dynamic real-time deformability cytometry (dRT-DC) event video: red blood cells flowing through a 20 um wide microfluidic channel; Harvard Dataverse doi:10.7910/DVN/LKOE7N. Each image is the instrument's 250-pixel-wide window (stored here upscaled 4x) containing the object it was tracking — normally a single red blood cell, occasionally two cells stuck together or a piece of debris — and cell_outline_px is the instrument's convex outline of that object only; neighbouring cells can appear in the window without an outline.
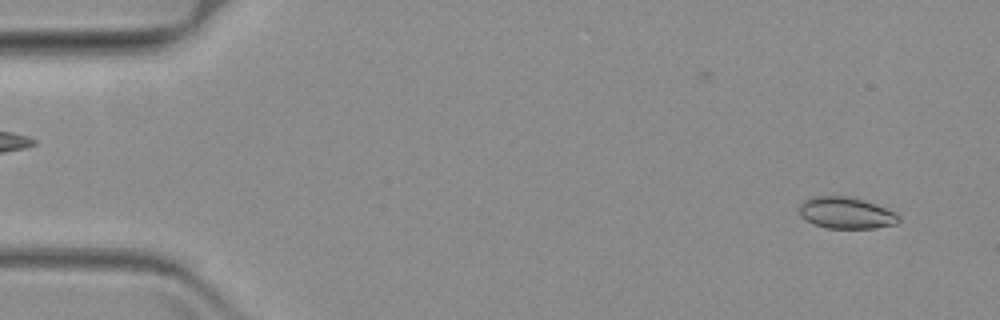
{"species": "common noctule bat (a hibernating species)", "species_latin": "Nyctalus noctula", "temperature_condition": "warm", "stored_images_in_passage": 22, "camera_frame_rate_fps": 3000, "um_per_image_px": 0.085, "animal": {"sex": "female", "body_mass_g": 19.3, "forearm_length_mm": 54.1}, "frame": {"image": 1, "passage_image": 1, "time_ms": 0.0, "image_size_px": [1000, 320], "cell_outline_px": [[900, 220], [896, 224], [872, 228], [824, 228], [800, 216], [800, 204], [804, 200], [812, 196], [848, 196], [864, 200], [896, 212], [900, 216]], "centroid_in_image_um": [71.93, 18.09], "position_along_channel_um": 13.1, "area_um2": 18.21}}
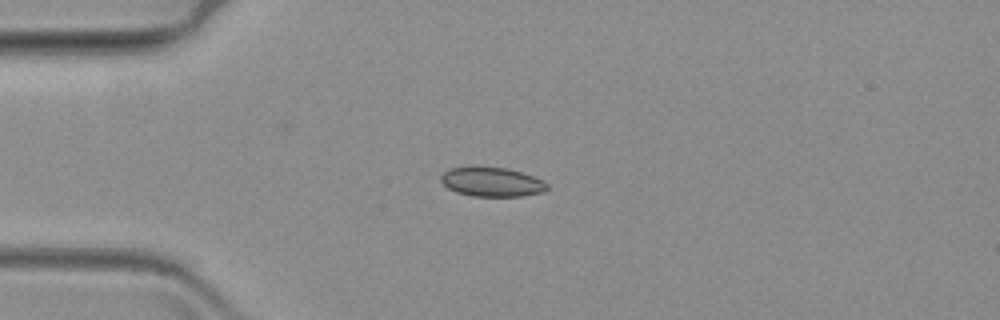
{"frame": {"image": 2, "passage_image": 13, "time_ms": 4.0, "image_size_px": [1000, 320], "cell_outline_px": [[548, 188], [544, 192], [520, 196], [472, 196], [456, 192], [448, 188], [440, 180], [440, 176], [444, 172], [452, 168], [472, 164], [508, 168], [532, 176], [548, 184]], "centroid_in_image_um": [41.75, 15.43], "position_along_channel_um": 43.2, "area_um2": 18.5}}